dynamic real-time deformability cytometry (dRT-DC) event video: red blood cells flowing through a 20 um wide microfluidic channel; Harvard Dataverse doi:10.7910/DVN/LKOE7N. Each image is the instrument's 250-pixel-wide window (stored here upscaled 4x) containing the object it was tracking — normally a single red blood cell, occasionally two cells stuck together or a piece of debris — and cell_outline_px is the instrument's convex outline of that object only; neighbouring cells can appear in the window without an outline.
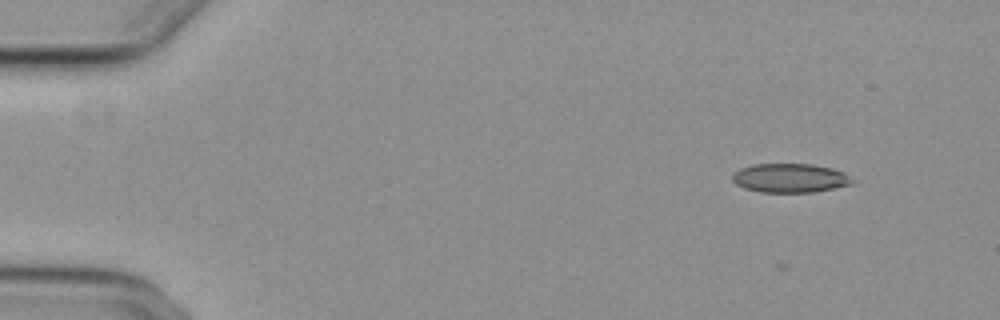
{"species": "common noctule bat (a hibernating species)", "species_latin": "Nyctalus noctula", "temperature_condition": "cold", "stored_images_in_passage": 5, "camera_frame_rate_fps": 3000, "um_per_image_px": 0.085, "animal": {"sex": "female", "body_mass_g": 29.2, "forearm_length_mm": 56.3}, "frame": {"image": 1, "passage_image": 1, "time_ms": 0.0, "image_size_px": [1000, 320], "cell_outline_px": [[856, 180], [852, 184], [816, 192], [760, 192], [744, 188], [736, 184], [732, 180], [732, 172], [740, 168], [752, 164], [812, 164], [832, 168], [844, 172]], "centroid_in_image_um": [67.15, 15.13], "position_along_channel_um": 17.8, "area_um2": 20.52}}